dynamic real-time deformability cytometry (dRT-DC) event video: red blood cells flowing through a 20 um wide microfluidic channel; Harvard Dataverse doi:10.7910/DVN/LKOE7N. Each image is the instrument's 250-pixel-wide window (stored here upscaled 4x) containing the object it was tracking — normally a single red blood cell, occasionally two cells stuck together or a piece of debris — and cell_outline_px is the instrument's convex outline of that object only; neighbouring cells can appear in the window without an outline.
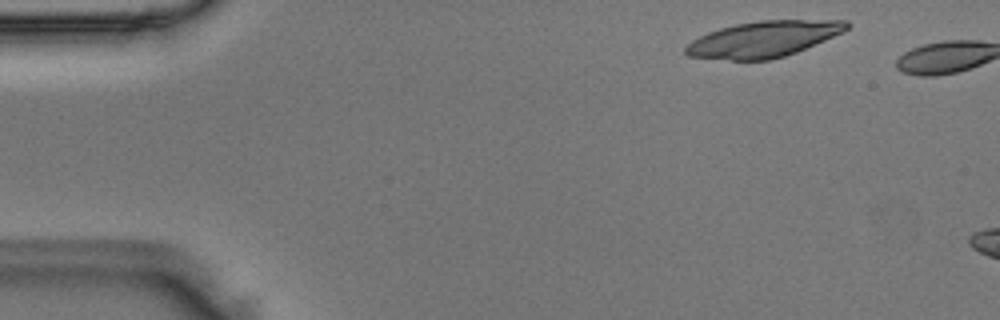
{"species": "Egyptian fruit bat (a non-hibernating species)", "species_latin": "Rousettus aegyptiacus", "temperature_condition": "room temperature", "stored_images_in_passage": 4, "camera_frame_rate_fps": 3000, "um_per_image_px": 0.085, "animal": {"sex": "male"}, "frame": {"image": 1, "passage_image": 2, "time_ms": 0.333, "image_size_px": [1000, 320], "cell_outline_px": [[852, 24], [844, 32], [796, 52], [784, 56], [768, 60], [732, 60], [688, 56], [684, 52], [684, 48], [692, 40], [708, 32], [720, 28], [736, 24], [760, 20], [848, 20]], "centroid_in_image_um": [64.92, 3.32], "position_along_channel_um": 20.1, "area_um2": 33.7}}